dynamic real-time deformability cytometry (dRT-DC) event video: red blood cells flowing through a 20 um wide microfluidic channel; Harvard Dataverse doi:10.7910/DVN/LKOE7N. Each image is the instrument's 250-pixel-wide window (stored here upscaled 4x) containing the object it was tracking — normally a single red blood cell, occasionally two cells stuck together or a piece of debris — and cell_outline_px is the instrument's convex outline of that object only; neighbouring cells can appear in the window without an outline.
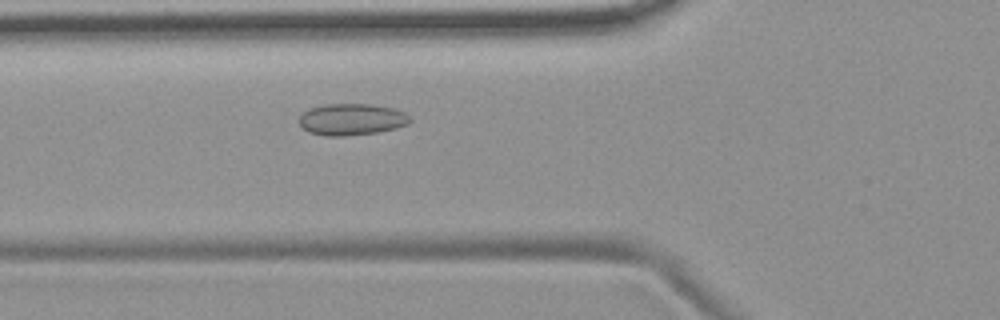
{"species": "common noctule bat (a hibernating species)", "species_latin": "Nyctalus noctula", "temperature_condition": "room temperature", "stored_images_in_passage": 2, "camera_frame_rate_fps": 3000, "um_per_image_px": 0.085, "animal": {"sex": "female", "body_mass_g": 19.9}, "frame": {"image": 1, "passage_image": 2, "time_ms": 1.0, "image_size_px": [1000, 320], "cell_outline_px": [[412, 120], [408, 124], [396, 128], [376, 132], [344, 136], [324, 136], [308, 132], [300, 124], [300, 116], [304, 112], [312, 108], [324, 104], [372, 104], [392, 108], [404, 112]], "centroid_in_image_um": [29.9, 10.15], "position_along_channel_um": 95.9, "area_um2": 20.29}}